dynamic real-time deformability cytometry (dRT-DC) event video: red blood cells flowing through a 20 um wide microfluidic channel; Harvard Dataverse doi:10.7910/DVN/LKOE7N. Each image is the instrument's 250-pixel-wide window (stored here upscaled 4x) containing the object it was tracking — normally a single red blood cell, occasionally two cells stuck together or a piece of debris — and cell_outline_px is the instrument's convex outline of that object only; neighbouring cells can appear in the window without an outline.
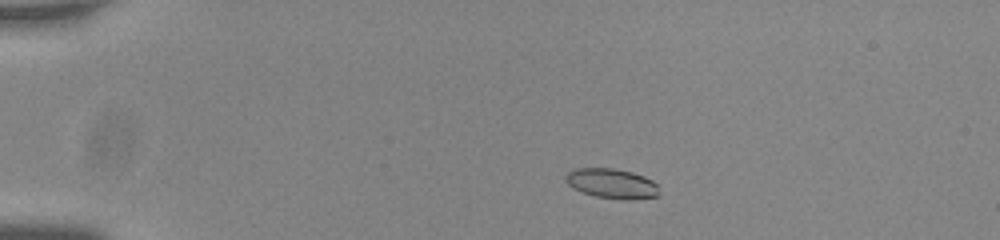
{"species": "common noctule bat (a hibernating species)", "species_latin": "Nyctalus noctula", "temperature_condition": "room temperature", "stored_images_in_passage": 51, "camera_frame_rate_fps": 3000, "um_per_image_px": 0.085, "animal": {"sex": "male", "body_mass_g": 20.0, "forearm_length_mm": 53.3}, "frame": {"image": 1, "passage_image": 7, "time_ms": 2.0, "image_size_px": [1000, 240], "cell_outline_px": [[660, 196], [628, 200], [624, 200], [596, 196], [572, 188], [564, 180], [564, 176], [568, 172], [576, 168], [612, 168], [632, 172], [644, 176], [652, 180], [656, 184], [660, 192]], "centroid_in_image_um": [52.01, 15.6], "position_along_channel_um": 33.0, "area_um2": 16.36}}
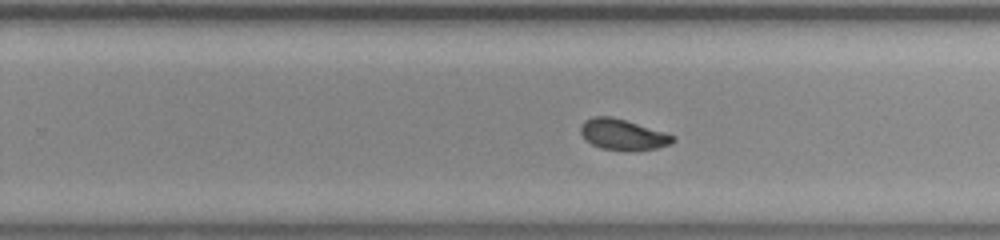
{"frame": {"image": 2, "passage_image": 32, "time_ms": 10.333, "image_size_px": [1000, 240], "cell_outline_px": [[676, 140], [672, 144], [656, 148], [628, 152], [600, 148], [584, 140], [580, 132], [580, 124], [584, 120], [592, 116], [612, 116], [668, 132], [676, 136]], "centroid_in_image_um": [52.96, 11.44], "position_along_channel_um": 276.8, "area_um2": 17.22}}
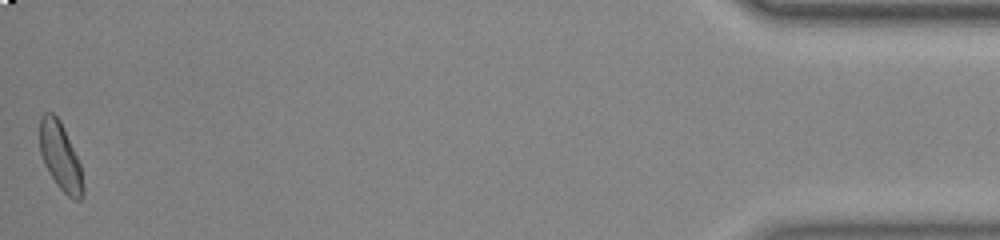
{"frame": {"image": 3, "passage_image": 51, "time_ms": 16.667, "image_size_px": [1000, 240], "cell_outline_px": [[84, 196], [80, 200], [76, 200], [68, 196], [56, 184], [48, 172], [44, 164], [40, 152], [40, 116], [44, 112], [52, 112], [60, 120], [80, 164], [84, 188]], "centroid_in_image_um": [5.13, 13.32], "position_along_channel_um": 430.1, "area_um2": 17.05}, "authors_computed_cell_mechanics": {"area_um2": 16.6464, "velocity_mm_per_s": 3.7525, "shape_relaxation_time_tau1_ms": 3.6587, "shape_relaxation_time_tau2_ms": 2.1531, "deformation_change_tau1": 0.0954, "deformation_change_tau2": 0.0682}}